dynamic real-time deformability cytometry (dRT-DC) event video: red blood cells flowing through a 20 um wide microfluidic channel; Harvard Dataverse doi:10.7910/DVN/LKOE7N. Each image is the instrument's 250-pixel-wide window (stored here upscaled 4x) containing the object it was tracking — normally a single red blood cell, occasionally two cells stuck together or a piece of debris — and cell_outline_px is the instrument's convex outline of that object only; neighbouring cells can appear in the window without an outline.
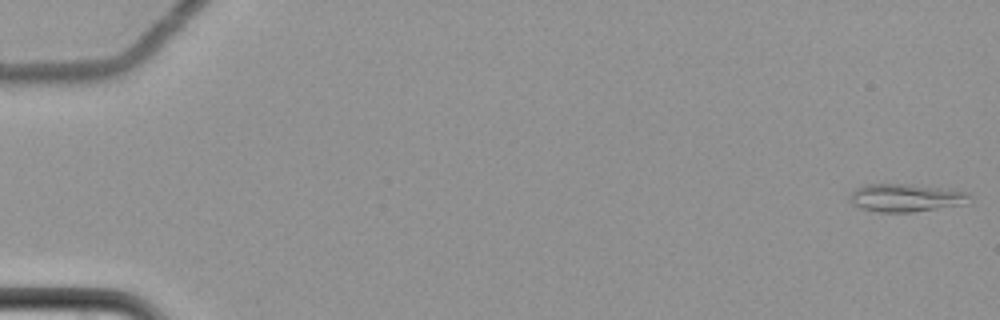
{"species": "common noctule bat (a hibernating species)", "species_latin": "Nyctalus noctula", "temperature_condition": "cold", "stored_images_in_passage": 61, "camera_frame_rate_fps": 3000, "um_per_image_px": 0.085, "animal": {"sex": "female", "body_mass_g": 22.7, "forearm_length_mm": 54.2}, "frame": {"image": 1, "passage_image": 1, "time_ms": 0.0, "image_size_px": [1000, 320], "cell_outline_px": [[972, 204], [912, 212], [876, 212], [852, 204], [848, 200], [848, 196], [856, 188], [864, 184], [912, 184], [968, 192], [972, 200]], "centroid_in_image_um": [77.04, 16.82], "position_along_channel_um": 8.0, "area_um2": 19.83}}
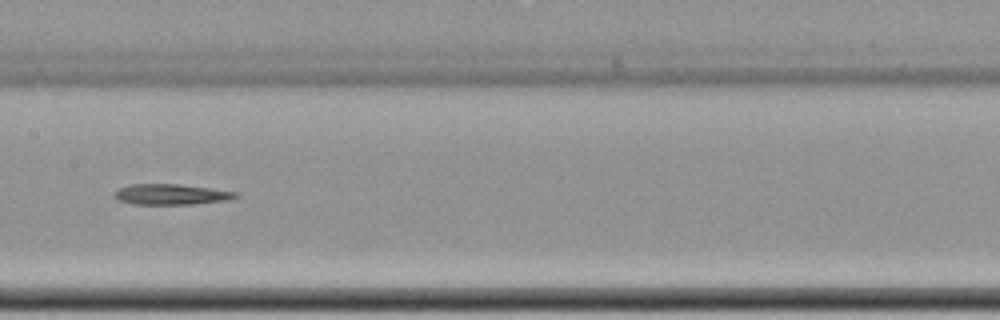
{"frame": {"image": 2, "passage_image": 33, "time_ms": 10.667, "image_size_px": [1000, 320], "cell_outline_px": [[240, 196], [228, 200], [192, 204], [136, 204], [120, 200], [112, 196], [120, 188], [128, 184], [180, 184], [236, 192]], "centroid_in_image_um": [14.55, 16.52], "position_along_channel_um": 192.8, "area_um2": 14.39}}
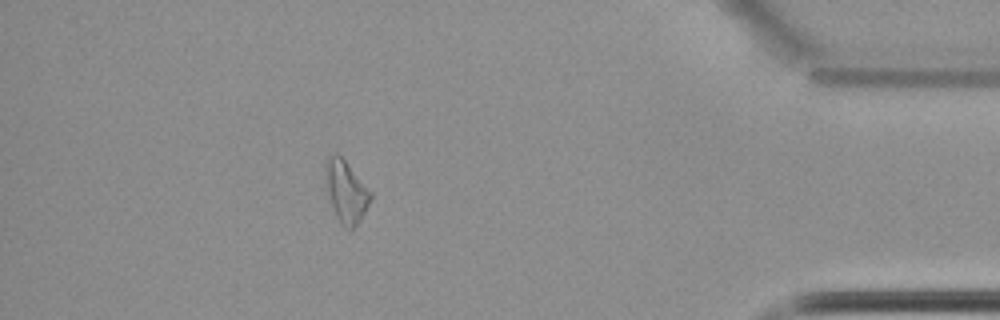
{"frame": {"image": 3, "passage_image": 55, "time_ms": 18.0, "image_size_px": [1000, 320], "cell_outline_px": [[372, 196], [360, 220], [352, 232], [340, 224], [336, 216], [328, 196], [324, 168], [324, 160], [328, 156], [336, 152], [344, 160], [372, 192]], "centroid_in_image_um": [29.39, 16.28], "position_along_channel_um": 405.8, "area_um2": 16.3}}